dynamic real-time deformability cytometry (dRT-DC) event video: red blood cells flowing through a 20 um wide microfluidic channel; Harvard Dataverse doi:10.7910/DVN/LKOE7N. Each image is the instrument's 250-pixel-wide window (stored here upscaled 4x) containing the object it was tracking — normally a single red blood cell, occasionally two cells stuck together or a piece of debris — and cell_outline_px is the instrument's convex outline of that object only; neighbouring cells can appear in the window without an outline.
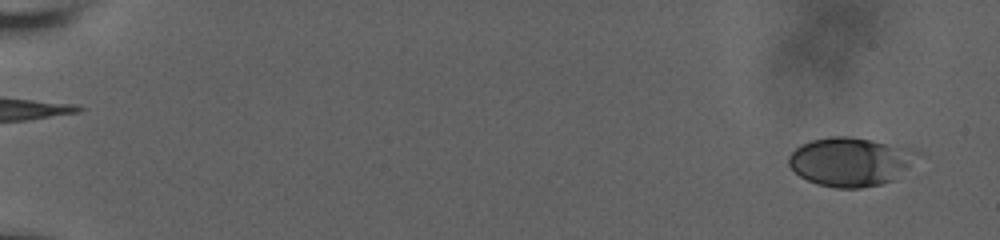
{"species": "human", "species_latin": "Homo sapiens", "temperature_condition": "room temperature", "stored_images_in_passage": 18, "camera_frame_rate_fps": 3000, "um_per_image_px": 0.085, "donor": {"sex": "male"}, "frame": {"image": 1, "passage_image": 1, "time_ms": 0.0, "image_size_px": [1000, 240], "cell_outline_px": [[928, 156], [892, 180], [880, 184], [860, 188], [836, 188], [816, 184], [800, 176], [788, 164], [788, 156], [800, 144], [812, 140], [832, 136], [848, 136], [872, 140], [912, 148], [924, 152]], "centroid_in_image_um": [72.41, 13.73], "position_along_channel_um": 12.6, "area_um2": 37.4}}
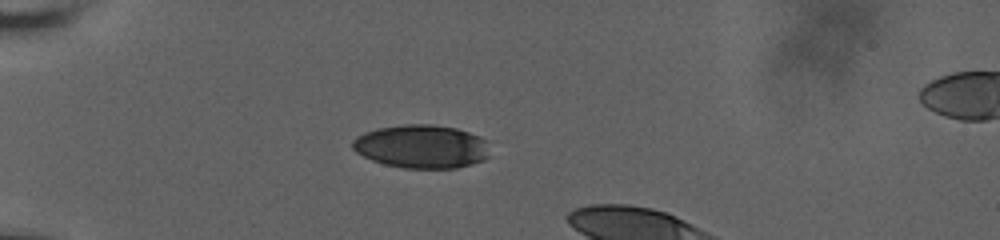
{"frame": {"image": 2, "passage_image": 12, "time_ms": 5.333, "image_size_px": [1000, 240], "cell_outline_px": [[488, 156], [484, 160], [472, 164], [456, 168], [404, 168], [384, 164], [372, 160], [356, 152], [352, 148], [352, 140], [356, 136], [364, 132], [376, 128], [404, 124], [432, 124], [456, 128], [480, 136], [488, 140]], "centroid_in_image_um": [35.83, 12.44], "position_along_channel_um": 49.2, "area_um2": 35.03}}
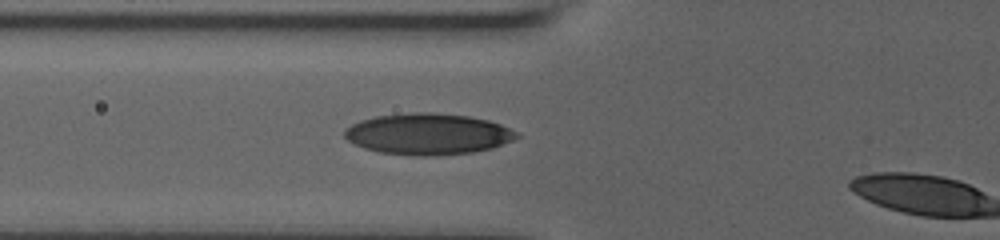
{"frame": {"image": 3, "passage_image": 17, "time_ms": 7.333, "image_size_px": [1000, 240], "cell_outline_px": [[520, 136], [512, 140], [492, 148], [472, 152], [424, 156], [416, 156], [380, 152], [364, 148], [348, 140], [344, 136], [344, 132], [352, 124], [360, 120], [376, 116], [412, 112], [432, 112], [468, 116], [488, 120], [500, 124], [516, 132]], "centroid_in_image_um": [36.37, 11.38], "position_along_channel_um": 89.4, "area_um2": 41.04}}